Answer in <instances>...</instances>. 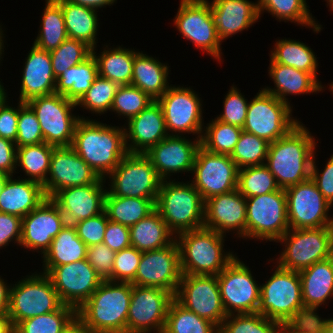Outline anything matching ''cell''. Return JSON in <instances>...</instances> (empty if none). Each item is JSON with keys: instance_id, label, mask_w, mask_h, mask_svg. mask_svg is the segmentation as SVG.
Segmentation results:
<instances>
[{"instance_id": "6da1fadb", "label": "cell", "mask_w": 333, "mask_h": 333, "mask_svg": "<svg viewBox=\"0 0 333 333\" xmlns=\"http://www.w3.org/2000/svg\"><path fill=\"white\" fill-rule=\"evenodd\" d=\"M299 122L285 136L269 143L265 166L274 175L280 189H287L311 178L317 142Z\"/></svg>"}, {"instance_id": "7a4b0ae2", "label": "cell", "mask_w": 333, "mask_h": 333, "mask_svg": "<svg viewBox=\"0 0 333 333\" xmlns=\"http://www.w3.org/2000/svg\"><path fill=\"white\" fill-rule=\"evenodd\" d=\"M71 147L104 179L128 154L123 126L104 124L88 117L77 123Z\"/></svg>"}, {"instance_id": "3957f363", "label": "cell", "mask_w": 333, "mask_h": 333, "mask_svg": "<svg viewBox=\"0 0 333 333\" xmlns=\"http://www.w3.org/2000/svg\"><path fill=\"white\" fill-rule=\"evenodd\" d=\"M274 273L260 287L257 313L277 321L286 331L313 320L304 308L299 271L276 264Z\"/></svg>"}, {"instance_id": "277c9868", "label": "cell", "mask_w": 333, "mask_h": 333, "mask_svg": "<svg viewBox=\"0 0 333 333\" xmlns=\"http://www.w3.org/2000/svg\"><path fill=\"white\" fill-rule=\"evenodd\" d=\"M132 283L102 281L76 310V318L90 333H126Z\"/></svg>"}, {"instance_id": "5b68a950", "label": "cell", "mask_w": 333, "mask_h": 333, "mask_svg": "<svg viewBox=\"0 0 333 333\" xmlns=\"http://www.w3.org/2000/svg\"><path fill=\"white\" fill-rule=\"evenodd\" d=\"M226 235L205 227L175 236L182 275H218L236 257L224 252ZM224 252V253H223Z\"/></svg>"}, {"instance_id": "8992f818", "label": "cell", "mask_w": 333, "mask_h": 333, "mask_svg": "<svg viewBox=\"0 0 333 333\" xmlns=\"http://www.w3.org/2000/svg\"><path fill=\"white\" fill-rule=\"evenodd\" d=\"M155 208L175 236L204 227L205 202L190 181L163 180Z\"/></svg>"}, {"instance_id": "52a82bcc", "label": "cell", "mask_w": 333, "mask_h": 333, "mask_svg": "<svg viewBox=\"0 0 333 333\" xmlns=\"http://www.w3.org/2000/svg\"><path fill=\"white\" fill-rule=\"evenodd\" d=\"M278 242L283 251L276 263L288 270L301 271L333 256V227L289 229Z\"/></svg>"}, {"instance_id": "ba28073f", "label": "cell", "mask_w": 333, "mask_h": 333, "mask_svg": "<svg viewBox=\"0 0 333 333\" xmlns=\"http://www.w3.org/2000/svg\"><path fill=\"white\" fill-rule=\"evenodd\" d=\"M63 303L45 273H31L10 288L8 317L15 327L31 317L58 310Z\"/></svg>"}, {"instance_id": "9c48e42d", "label": "cell", "mask_w": 333, "mask_h": 333, "mask_svg": "<svg viewBox=\"0 0 333 333\" xmlns=\"http://www.w3.org/2000/svg\"><path fill=\"white\" fill-rule=\"evenodd\" d=\"M105 196L157 199L162 179L143 153H128L106 177Z\"/></svg>"}, {"instance_id": "30bf717a", "label": "cell", "mask_w": 333, "mask_h": 333, "mask_svg": "<svg viewBox=\"0 0 333 333\" xmlns=\"http://www.w3.org/2000/svg\"><path fill=\"white\" fill-rule=\"evenodd\" d=\"M289 229L285 189L246 198V239L277 242Z\"/></svg>"}, {"instance_id": "8fae6325", "label": "cell", "mask_w": 333, "mask_h": 333, "mask_svg": "<svg viewBox=\"0 0 333 333\" xmlns=\"http://www.w3.org/2000/svg\"><path fill=\"white\" fill-rule=\"evenodd\" d=\"M26 104L38 118L45 143L56 147L72 145L77 123L83 118L72 113L77 107L75 102L52 93L35 97Z\"/></svg>"}, {"instance_id": "7c38bea8", "label": "cell", "mask_w": 333, "mask_h": 333, "mask_svg": "<svg viewBox=\"0 0 333 333\" xmlns=\"http://www.w3.org/2000/svg\"><path fill=\"white\" fill-rule=\"evenodd\" d=\"M292 108L293 106L261 89L249 102L242 129L268 143L275 142L300 122L293 117Z\"/></svg>"}, {"instance_id": "4fadbf2b", "label": "cell", "mask_w": 333, "mask_h": 333, "mask_svg": "<svg viewBox=\"0 0 333 333\" xmlns=\"http://www.w3.org/2000/svg\"><path fill=\"white\" fill-rule=\"evenodd\" d=\"M250 268L236 256L217 275L224 310L228 315L257 313L260 287Z\"/></svg>"}, {"instance_id": "5bb4252c", "label": "cell", "mask_w": 333, "mask_h": 333, "mask_svg": "<svg viewBox=\"0 0 333 333\" xmlns=\"http://www.w3.org/2000/svg\"><path fill=\"white\" fill-rule=\"evenodd\" d=\"M201 100L190 87L169 86L157 100L162 107L169 135L183 136L192 133L201 139L204 128Z\"/></svg>"}, {"instance_id": "9a60e30c", "label": "cell", "mask_w": 333, "mask_h": 333, "mask_svg": "<svg viewBox=\"0 0 333 333\" xmlns=\"http://www.w3.org/2000/svg\"><path fill=\"white\" fill-rule=\"evenodd\" d=\"M173 21L183 38L221 62L222 43L210 16L209 1L181 0Z\"/></svg>"}, {"instance_id": "2e32d148", "label": "cell", "mask_w": 333, "mask_h": 333, "mask_svg": "<svg viewBox=\"0 0 333 333\" xmlns=\"http://www.w3.org/2000/svg\"><path fill=\"white\" fill-rule=\"evenodd\" d=\"M285 192L290 229L333 227V216H329L333 206L311 178L288 187Z\"/></svg>"}, {"instance_id": "e0dca14e", "label": "cell", "mask_w": 333, "mask_h": 333, "mask_svg": "<svg viewBox=\"0 0 333 333\" xmlns=\"http://www.w3.org/2000/svg\"><path fill=\"white\" fill-rule=\"evenodd\" d=\"M238 168L230 155L216 154L199 147L190 182L203 201L237 189Z\"/></svg>"}, {"instance_id": "ac0fdd59", "label": "cell", "mask_w": 333, "mask_h": 333, "mask_svg": "<svg viewBox=\"0 0 333 333\" xmlns=\"http://www.w3.org/2000/svg\"><path fill=\"white\" fill-rule=\"evenodd\" d=\"M173 299L167 290L132 284L126 333H162Z\"/></svg>"}, {"instance_id": "d6986e66", "label": "cell", "mask_w": 333, "mask_h": 333, "mask_svg": "<svg viewBox=\"0 0 333 333\" xmlns=\"http://www.w3.org/2000/svg\"><path fill=\"white\" fill-rule=\"evenodd\" d=\"M64 305L78 310L102 283L87 259L55 267H43Z\"/></svg>"}, {"instance_id": "ffe728a7", "label": "cell", "mask_w": 333, "mask_h": 333, "mask_svg": "<svg viewBox=\"0 0 333 333\" xmlns=\"http://www.w3.org/2000/svg\"><path fill=\"white\" fill-rule=\"evenodd\" d=\"M174 298L186 309L218 327L227 317L217 275H182Z\"/></svg>"}, {"instance_id": "44dd1931", "label": "cell", "mask_w": 333, "mask_h": 333, "mask_svg": "<svg viewBox=\"0 0 333 333\" xmlns=\"http://www.w3.org/2000/svg\"><path fill=\"white\" fill-rule=\"evenodd\" d=\"M181 276L179 249L174 240L166 247L142 252L132 284L160 288L175 296Z\"/></svg>"}, {"instance_id": "7402d4cb", "label": "cell", "mask_w": 333, "mask_h": 333, "mask_svg": "<svg viewBox=\"0 0 333 333\" xmlns=\"http://www.w3.org/2000/svg\"><path fill=\"white\" fill-rule=\"evenodd\" d=\"M99 178L71 146L55 147L43 189L47 198H51L61 189L94 184Z\"/></svg>"}, {"instance_id": "603a6c76", "label": "cell", "mask_w": 333, "mask_h": 333, "mask_svg": "<svg viewBox=\"0 0 333 333\" xmlns=\"http://www.w3.org/2000/svg\"><path fill=\"white\" fill-rule=\"evenodd\" d=\"M65 225L66 220L61 210L50 198H47L22 218V236L19 246L41 252L43 256L50 248L52 240Z\"/></svg>"}, {"instance_id": "cb8c5ba5", "label": "cell", "mask_w": 333, "mask_h": 333, "mask_svg": "<svg viewBox=\"0 0 333 333\" xmlns=\"http://www.w3.org/2000/svg\"><path fill=\"white\" fill-rule=\"evenodd\" d=\"M187 139L184 135H169L144 153L162 180H170L176 173H191L200 139Z\"/></svg>"}, {"instance_id": "d4e9b609", "label": "cell", "mask_w": 333, "mask_h": 333, "mask_svg": "<svg viewBox=\"0 0 333 333\" xmlns=\"http://www.w3.org/2000/svg\"><path fill=\"white\" fill-rule=\"evenodd\" d=\"M106 180L100 177L94 184L61 189L50 198L61 210L67 225H75L104 211Z\"/></svg>"}, {"instance_id": "484cf974", "label": "cell", "mask_w": 333, "mask_h": 333, "mask_svg": "<svg viewBox=\"0 0 333 333\" xmlns=\"http://www.w3.org/2000/svg\"><path fill=\"white\" fill-rule=\"evenodd\" d=\"M204 227L226 235L246 238V198L237 190L216 195L205 201Z\"/></svg>"}, {"instance_id": "4316f807", "label": "cell", "mask_w": 333, "mask_h": 333, "mask_svg": "<svg viewBox=\"0 0 333 333\" xmlns=\"http://www.w3.org/2000/svg\"><path fill=\"white\" fill-rule=\"evenodd\" d=\"M123 127L128 153L144 154L169 136L162 107L157 101L129 119Z\"/></svg>"}, {"instance_id": "83f0119b", "label": "cell", "mask_w": 333, "mask_h": 333, "mask_svg": "<svg viewBox=\"0 0 333 333\" xmlns=\"http://www.w3.org/2000/svg\"><path fill=\"white\" fill-rule=\"evenodd\" d=\"M210 16L221 42L248 30L261 17L258 2L249 0H213L210 3Z\"/></svg>"}, {"instance_id": "f1b7e54d", "label": "cell", "mask_w": 333, "mask_h": 333, "mask_svg": "<svg viewBox=\"0 0 333 333\" xmlns=\"http://www.w3.org/2000/svg\"><path fill=\"white\" fill-rule=\"evenodd\" d=\"M25 61L19 101L26 103L35 97L55 93L56 78L51 64L50 52L33 44Z\"/></svg>"}, {"instance_id": "f546056e", "label": "cell", "mask_w": 333, "mask_h": 333, "mask_svg": "<svg viewBox=\"0 0 333 333\" xmlns=\"http://www.w3.org/2000/svg\"><path fill=\"white\" fill-rule=\"evenodd\" d=\"M269 64L268 75L275 86L274 88L267 86V88L263 87L262 89L289 105L290 101L287 98L289 95L316 94L320 91L323 92L326 88L318 80V73H307L294 67L275 63L271 59Z\"/></svg>"}, {"instance_id": "4dcf8cb0", "label": "cell", "mask_w": 333, "mask_h": 333, "mask_svg": "<svg viewBox=\"0 0 333 333\" xmlns=\"http://www.w3.org/2000/svg\"><path fill=\"white\" fill-rule=\"evenodd\" d=\"M304 308L313 316L333 299V256L299 271Z\"/></svg>"}, {"instance_id": "1f68e13d", "label": "cell", "mask_w": 333, "mask_h": 333, "mask_svg": "<svg viewBox=\"0 0 333 333\" xmlns=\"http://www.w3.org/2000/svg\"><path fill=\"white\" fill-rule=\"evenodd\" d=\"M7 176L0 194V212L23 218L47 199L39 182Z\"/></svg>"}, {"instance_id": "d6a6232c", "label": "cell", "mask_w": 333, "mask_h": 333, "mask_svg": "<svg viewBox=\"0 0 333 333\" xmlns=\"http://www.w3.org/2000/svg\"><path fill=\"white\" fill-rule=\"evenodd\" d=\"M151 55L139 52L133 63L131 85L138 87L157 101L169 88V67Z\"/></svg>"}, {"instance_id": "836d02e7", "label": "cell", "mask_w": 333, "mask_h": 333, "mask_svg": "<svg viewBox=\"0 0 333 333\" xmlns=\"http://www.w3.org/2000/svg\"><path fill=\"white\" fill-rule=\"evenodd\" d=\"M104 46L106 47L98 56L96 49H92L97 62L98 76L114 81L119 86L131 85L134 58L140 51L121 46L109 48L107 44Z\"/></svg>"}, {"instance_id": "e575fe53", "label": "cell", "mask_w": 333, "mask_h": 333, "mask_svg": "<svg viewBox=\"0 0 333 333\" xmlns=\"http://www.w3.org/2000/svg\"><path fill=\"white\" fill-rule=\"evenodd\" d=\"M55 1L62 8L68 37L83 41L92 49L96 48L99 29L98 11L66 0Z\"/></svg>"}, {"instance_id": "d590c367", "label": "cell", "mask_w": 333, "mask_h": 333, "mask_svg": "<svg viewBox=\"0 0 333 333\" xmlns=\"http://www.w3.org/2000/svg\"><path fill=\"white\" fill-rule=\"evenodd\" d=\"M129 229L131 247L140 252L166 247L175 240V235L156 209Z\"/></svg>"}, {"instance_id": "8d00e7d4", "label": "cell", "mask_w": 333, "mask_h": 333, "mask_svg": "<svg viewBox=\"0 0 333 333\" xmlns=\"http://www.w3.org/2000/svg\"><path fill=\"white\" fill-rule=\"evenodd\" d=\"M87 246L77 236L74 225H65L42 256V267H55L86 259Z\"/></svg>"}, {"instance_id": "74e56055", "label": "cell", "mask_w": 333, "mask_h": 333, "mask_svg": "<svg viewBox=\"0 0 333 333\" xmlns=\"http://www.w3.org/2000/svg\"><path fill=\"white\" fill-rule=\"evenodd\" d=\"M97 77V62L91 54L83 62L68 68L56 79L55 93L77 103Z\"/></svg>"}, {"instance_id": "f35d334b", "label": "cell", "mask_w": 333, "mask_h": 333, "mask_svg": "<svg viewBox=\"0 0 333 333\" xmlns=\"http://www.w3.org/2000/svg\"><path fill=\"white\" fill-rule=\"evenodd\" d=\"M156 200L105 196L104 211L110 221L131 227L156 209Z\"/></svg>"}, {"instance_id": "ab89813d", "label": "cell", "mask_w": 333, "mask_h": 333, "mask_svg": "<svg viewBox=\"0 0 333 333\" xmlns=\"http://www.w3.org/2000/svg\"><path fill=\"white\" fill-rule=\"evenodd\" d=\"M269 54L270 59L285 66L294 67L307 73H318V60L313 50L303 42L292 39L275 41Z\"/></svg>"}, {"instance_id": "60d3db41", "label": "cell", "mask_w": 333, "mask_h": 333, "mask_svg": "<svg viewBox=\"0 0 333 333\" xmlns=\"http://www.w3.org/2000/svg\"><path fill=\"white\" fill-rule=\"evenodd\" d=\"M259 15L268 12L277 21H284L297 25L312 28L314 32L319 33L322 25L318 24L316 19L310 13L306 0H258Z\"/></svg>"}, {"instance_id": "b9f144b4", "label": "cell", "mask_w": 333, "mask_h": 333, "mask_svg": "<svg viewBox=\"0 0 333 333\" xmlns=\"http://www.w3.org/2000/svg\"><path fill=\"white\" fill-rule=\"evenodd\" d=\"M40 30L33 44L45 51L57 49L67 38L61 6L55 0H45Z\"/></svg>"}, {"instance_id": "7bdbcfd3", "label": "cell", "mask_w": 333, "mask_h": 333, "mask_svg": "<svg viewBox=\"0 0 333 333\" xmlns=\"http://www.w3.org/2000/svg\"><path fill=\"white\" fill-rule=\"evenodd\" d=\"M56 146L45 142L17 148L16 167L25 173L26 179L41 183L46 182L50 169V160Z\"/></svg>"}, {"instance_id": "ee69618b", "label": "cell", "mask_w": 333, "mask_h": 333, "mask_svg": "<svg viewBox=\"0 0 333 333\" xmlns=\"http://www.w3.org/2000/svg\"><path fill=\"white\" fill-rule=\"evenodd\" d=\"M219 327L186 309L175 298L171 301L162 333H218Z\"/></svg>"}, {"instance_id": "f6af8a7d", "label": "cell", "mask_w": 333, "mask_h": 333, "mask_svg": "<svg viewBox=\"0 0 333 333\" xmlns=\"http://www.w3.org/2000/svg\"><path fill=\"white\" fill-rule=\"evenodd\" d=\"M242 131V128L214 118L204 125L200 146L212 153L231 155Z\"/></svg>"}, {"instance_id": "bcb514c9", "label": "cell", "mask_w": 333, "mask_h": 333, "mask_svg": "<svg viewBox=\"0 0 333 333\" xmlns=\"http://www.w3.org/2000/svg\"><path fill=\"white\" fill-rule=\"evenodd\" d=\"M76 319V310L62 305L58 310L21 321L14 333H61Z\"/></svg>"}, {"instance_id": "7dc6e473", "label": "cell", "mask_w": 333, "mask_h": 333, "mask_svg": "<svg viewBox=\"0 0 333 333\" xmlns=\"http://www.w3.org/2000/svg\"><path fill=\"white\" fill-rule=\"evenodd\" d=\"M218 333H288L277 321L260 313L228 315Z\"/></svg>"}, {"instance_id": "c3c4849f", "label": "cell", "mask_w": 333, "mask_h": 333, "mask_svg": "<svg viewBox=\"0 0 333 333\" xmlns=\"http://www.w3.org/2000/svg\"><path fill=\"white\" fill-rule=\"evenodd\" d=\"M279 189L274 175L265 165L238 170L237 190L245 197L264 195Z\"/></svg>"}, {"instance_id": "681fc988", "label": "cell", "mask_w": 333, "mask_h": 333, "mask_svg": "<svg viewBox=\"0 0 333 333\" xmlns=\"http://www.w3.org/2000/svg\"><path fill=\"white\" fill-rule=\"evenodd\" d=\"M269 143L252 133L242 131L239 140L230 155L238 169L264 165Z\"/></svg>"}, {"instance_id": "f907efd6", "label": "cell", "mask_w": 333, "mask_h": 333, "mask_svg": "<svg viewBox=\"0 0 333 333\" xmlns=\"http://www.w3.org/2000/svg\"><path fill=\"white\" fill-rule=\"evenodd\" d=\"M118 88L119 85L116 82L98 76L76 106L89 110L93 114L107 113L112 107Z\"/></svg>"}, {"instance_id": "816d5d0a", "label": "cell", "mask_w": 333, "mask_h": 333, "mask_svg": "<svg viewBox=\"0 0 333 333\" xmlns=\"http://www.w3.org/2000/svg\"><path fill=\"white\" fill-rule=\"evenodd\" d=\"M92 54L85 42L67 38L57 49L50 51L54 76L57 79L68 68L78 65Z\"/></svg>"}, {"instance_id": "f5cc1de1", "label": "cell", "mask_w": 333, "mask_h": 333, "mask_svg": "<svg viewBox=\"0 0 333 333\" xmlns=\"http://www.w3.org/2000/svg\"><path fill=\"white\" fill-rule=\"evenodd\" d=\"M154 101L138 87L132 85L119 86L110 111L111 113L115 112L118 116H124L123 119L126 118L128 121L132 117L137 116Z\"/></svg>"}, {"instance_id": "db71d44e", "label": "cell", "mask_w": 333, "mask_h": 333, "mask_svg": "<svg viewBox=\"0 0 333 333\" xmlns=\"http://www.w3.org/2000/svg\"><path fill=\"white\" fill-rule=\"evenodd\" d=\"M17 130V138L15 141L17 148L44 142L38 118L34 111L26 103L21 101H19Z\"/></svg>"}, {"instance_id": "11a10c76", "label": "cell", "mask_w": 333, "mask_h": 333, "mask_svg": "<svg viewBox=\"0 0 333 333\" xmlns=\"http://www.w3.org/2000/svg\"><path fill=\"white\" fill-rule=\"evenodd\" d=\"M235 85L230 87V90L225 95L223 100V112L215 118L223 123L243 128L249 102L245 99Z\"/></svg>"}, {"instance_id": "9f6ffc18", "label": "cell", "mask_w": 333, "mask_h": 333, "mask_svg": "<svg viewBox=\"0 0 333 333\" xmlns=\"http://www.w3.org/2000/svg\"><path fill=\"white\" fill-rule=\"evenodd\" d=\"M141 256L142 252L134 247H129L116 252L113 264L112 281L132 283L135 280Z\"/></svg>"}, {"instance_id": "6f0895ef", "label": "cell", "mask_w": 333, "mask_h": 333, "mask_svg": "<svg viewBox=\"0 0 333 333\" xmlns=\"http://www.w3.org/2000/svg\"><path fill=\"white\" fill-rule=\"evenodd\" d=\"M115 255L116 252L102 242L87 247L86 259L103 281H112Z\"/></svg>"}, {"instance_id": "680465c9", "label": "cell", "mask_w": 333, "mask_h": 333, "mask_svg": "<svg viewBox=\"0 0 333 333\" xmlns=\"http://www.w3.org/2000/svg\"><path fill=\"white\" fill-rule=\"evenodd\" d=\"M107 223L108 217L103 211L94 217L81 220L74 227L77 236L89 247L103 242Z\"/></svg>"}, {"instance_id": "91938a15", "label": "cell", "mask_w": 333, "mask_h": 333, "mask_svg": "<svg viewBox=\"0 0 333 333\" xmlns=\"http://www.w3.org/2000/svg\"><path fill=\"white\" fill-rule=\"evenodd\" d=\"M7 93L0 98V137L15 143L19 116L18 106L12 107L7 102Z\"/></svg>"}, {"instance_id": "94428289", "label": "cell", "mask_w": 333, "mask_h": 333, "mask_svg": "<svg viewBox=\"0 0 333 333\" xmlns=\"http://www.w3.org/2000/svg\"><path fill=\"white\" fill-rule=\"evenodd\" d=\"M316 152L313 157L311 167V179L317 185L318 190L323 194L325 199L333 206V155L327 160L324 170L319 172L316 166Z\"/></svg>"}, {"instance_id": "6125c7cd", "label": "cell", "mask_w": 333, "mask_h": 333, "mask_svg": "<svg viewBox=\"0 0 333 333\" xmlns=\"http://www.w3.org/2000/svg\"><path fill=\"white\" fill-rule=\"evenodd\" d=\"M22 236V218L13 214L0 212V248L10 242L19 246Z\"/></svg>"}, {"instance_id": "be15d7a7", "label": "cell", "mask_w": 333, "mask_h": 333, "mask_svg": "<svg viewBox=\"0 0 333 333\" xmlns=\"http://www.w3.org/2000/svg\"><path fill=\"white\" fill-rule=\"evenodd\" d=\"M103 243L115 252L131 247L129 227L108 219Z\"/></svg>"}, {"instance_id": "e7e4bbea", "label": "cell", "mask_w": 333, "mask_h": 333, "mask_svg": "<svg viewBox=\"0 0 333 333\" xmlns=\"http://www.w3.org/2000/svg\"><path fill=\"white\" fill-rule=\"evenodd\" d=\"M17 146L14 142L0 137V173L13 176L16 168Z\"/></svg>"}, {"instance_id": "03108f58", "label": "cell", "mask_w": 333, "mask_h": 333, "mask_svg": "<svg viewBox=\"0 0 333 333\" xmlns=\"http://www.w3.org/2000/svg\"><path fill=\"white\" fill-rule=\"evenodd\" d=\"M11 284L6 283L2 276L0 277V314H7L10 303Z\"/></svg>"}, {"instance_id": "003e7915", "label": "cell", "mask_w": 333, "mask_h": 333, "mask_svg": "<svg viewBox=\"0 0 333 333\" xmlns=\"http://www.w3.org/2000/svg\"><path fill=\"white\" fill-rule=\"evenodd\" d=\"M288 333H325V332L314 320H312L293 327L288 331Z\"/></svg>"}, {"instance_id": "a7ac6f4b", "label": "cell", "mask_w": 333, "mask_h": 333, "mask_svg": "<svg viewBox=\"0 0 333 333\" xmlns=\"http://www.w3.org/2000/svg\"><path fill=\"white\" fill-rule=\"evenodd\" d=\"M66 1L97 10L102 7L104 8L108 5L111 6L117 0H66Z\"/></svg>"}, {"instance_id": "89a4df30", "label": "cell", "mask_w": 333, "mask_h": 333, "mask_svg": "<svg viewBox=\"0 0 333 333\" xmlns=\"http://www.w3.org/2000/svg\"><path fill=\"white\" fill-rule=\"evenodd\" d=\"M313 320L323 329L325 333H333V318H321L317 313Z\"/></svg>"}, {"instance_id": "2644e50d", "label": "cell", "mask_w": 333, "mask_h": 333, "mask_svg": "<svg viewBox=\"0 0 333 333\" xmlns=\"http://www.w3.org/2000/svg\"><path fill=\"white\" fill-rule=\"evenodd\" d=\"M61 333H90L84 325L76 318Z\"/></svg>"}, {"instance_id": "8c879c8a", "label": "cell", "mask_w": 333, "mask_h": 333, "mask_svg": "<svg viewBox=\"0 0 333 333\" xmlns=\"http://www.w3.org/2000/svg\"><path fill=\"white\" fill-rule=\"evenodd\" d=\"M0 333H14V326L7 314H0Z\"/></svg>"}, {"instance_id": "753ad0ef", "label": "cell", "mask_w": 333, "mask_h": 333, "mask_svg": "<svg viewBox=\"0 0 333 333\" xmlns=\"http://www.w3.org/2000/svg\"><path fill=\"white\" fill-rule=\"evenodd\" d=\"M3 31L4 30H2V25H0V64H1V58H3L2 57V55L4 54V48H5V45H4V37L5 36H3V35H5V34H3ZM0 84H2L1 83V81H0Z\"/></svg>"}, {"instance_id": "34e18365", "label": "cell", "mask_w": 333, "mask_h": 333, "mask_svg": "<svg viewBox=\"0 0 333 333\" xmlns=\"http://www.w3.org/2000/svg\"><path fill=\"white\" fill-rule=\"evenodd\" d=\"M6 177H7L6 175L0 173V194H1L2 188L4 186V180Z\"/></svg>"}, {"instance_id": "11e5206c", "label": "cell", "mask_w": 333, "mask_h": 333, "mask_svg": "<svg viewBox=\"0 0 333 333\" xmlns=\"http://www.w3.org/2000/svg\"><path fill=\"white\" fill-rule=\"evenodd\" d=\"M6 89L4 88L3 83L0 84V98L6 93Z\"/></svg>"}, {"instance_id": "2a66077c", "label": "cell", "mask_w": 333, "mask_h": 333, "mask_svg": "<svg viewBox=\"0 0 333 333\" xmlns=\"http://www.w3.org/2000/svg\"><path fill=\"white\" fill-rule=\"evenodd\" d=\"M325 1L329 5L330 10L333 11V0H325Z\"/></svg>"}, {"instance_id": "b9fcfbb0", "label": "cell", "mask_w": 333, "mask_h": 333, "mask_svg": "<svg viewBox=\"0 0 333 333\" xmlns=\"http://www.w3.org/2000/svg\"><path fill=\"white\" fill-rule=\"evenodd\" d=\"M332 83V84H331ZM330 83V85H329V89H330V91L332 92V94H333V82H331Z\"/></svg>"}]
</instances>
